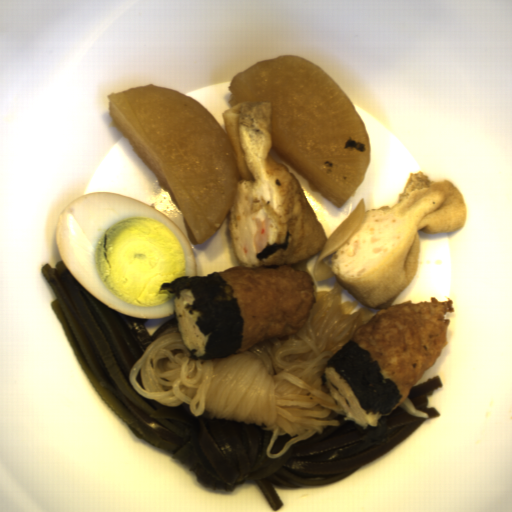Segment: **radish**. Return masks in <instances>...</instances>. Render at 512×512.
<instances>
[{"label":"radish","instance_id":"2","mask_svg":"<svg viewBox=\"0 0 512 512\" xmlns=\"http://www.w3.org/2000/svg\"><path fill=\"white\" fill-rule=\"evenodd\" d=\"M228 102H270L271 152L338 209L371 161L370 136L353 102L318 64L281 54L232 77Z\"/></svg>","mask_w":512,"mask_h":512},{"label":"radish","instance_id":"1","mask_svg":"<svg viewBox=\"0 0 512 512\" xmlns=\"http://www.w3.org/2000/svg\"><path fill=\"white\" fill-rule=\"evenodd\" d=\"M107 101L112 123L180 212L188 240H211L238 189L237 152L224 126L191 96L155 83Z\"/></svg>","mask_w":512,"mask_h":512}]
</instances>
